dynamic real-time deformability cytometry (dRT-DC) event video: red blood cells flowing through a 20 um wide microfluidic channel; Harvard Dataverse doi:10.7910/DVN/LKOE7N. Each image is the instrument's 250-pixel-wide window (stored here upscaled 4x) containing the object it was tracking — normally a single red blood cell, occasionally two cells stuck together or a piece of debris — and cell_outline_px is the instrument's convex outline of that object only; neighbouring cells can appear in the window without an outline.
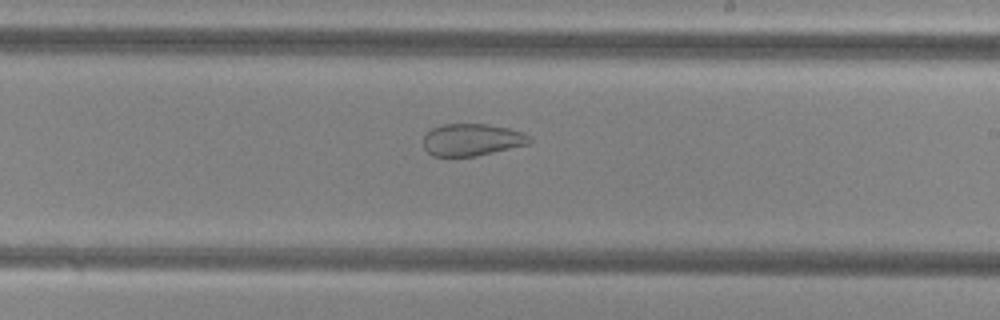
{"species": "common noctule bat (a hibernating species)", "species_latin": "Nyctalus noctula", "temperature_condition": "cold", "stored_images_in_passage": 55, "camera_frame_rate_fps": 3000, "um_per_image_px": 0.085, "animal": {"sex": "female", "body_mass_g": 29.2, "forearm_length_mm": 56.3}, "frame": {"image": 1, "passage_image": 33, "time_ms": 10.667, "image_size_px": [1000, 320], "cell_outline_px": [[532, 140], [528, 144], [476, 156], [432, 156], [424, 148], [424, 136], [432, 128], [444, 124], [488, 124], [508, 128], [532, 136]], "centroid_in_image_um": [40.11, 11.88], "position_along_channel_um": 248.9, "area_um2": 19.77}}
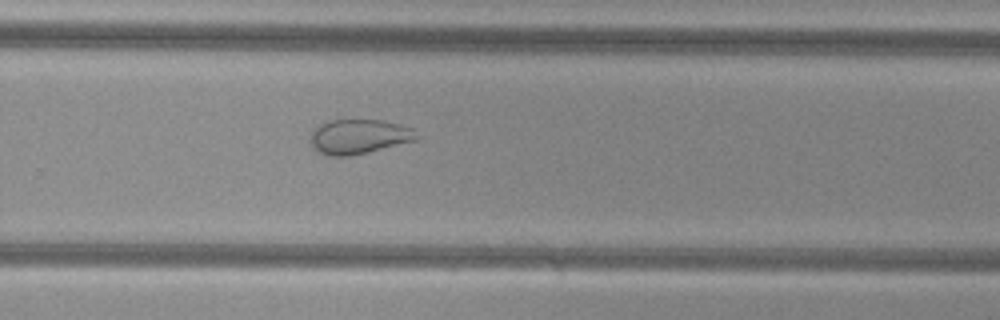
{"frame": {"image": 2, "passage_image": 37, "time_ms": 12.0, "image_size_px": [1000, 320], "cell_outline_px": [[420, 136], [416, 140], [348, 156], [324, 156], [308, 140], [312, 128], [328, 120], [384, 120], [400, 124], [412, 128]], "centroid_in_image_um": [30.47, 11.59], "position_along_channel_um": 299.3, "area_um2": 21.44}}
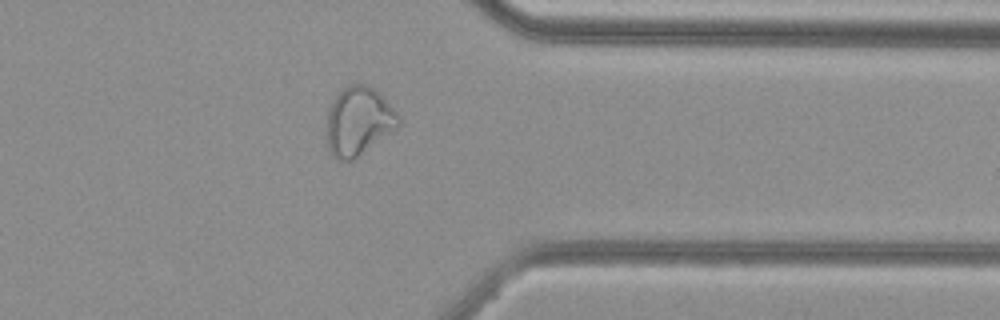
{"frame": {"image": 3, "passage_image": 44, "time_ms": 14.333, "image_size_px": [1000, 320], "cell_outline_px": [[400, 128], [352, 160], [336, 160], [332, 156], [328, 148], [328, 112], [332, 100], [348, 84], [368, 84], [396, 112], [400, 120]], "centroid_in_image_um": [30.49, 10.33], "position_along_channel_um": 380.9, "area_um2": 28.38}}